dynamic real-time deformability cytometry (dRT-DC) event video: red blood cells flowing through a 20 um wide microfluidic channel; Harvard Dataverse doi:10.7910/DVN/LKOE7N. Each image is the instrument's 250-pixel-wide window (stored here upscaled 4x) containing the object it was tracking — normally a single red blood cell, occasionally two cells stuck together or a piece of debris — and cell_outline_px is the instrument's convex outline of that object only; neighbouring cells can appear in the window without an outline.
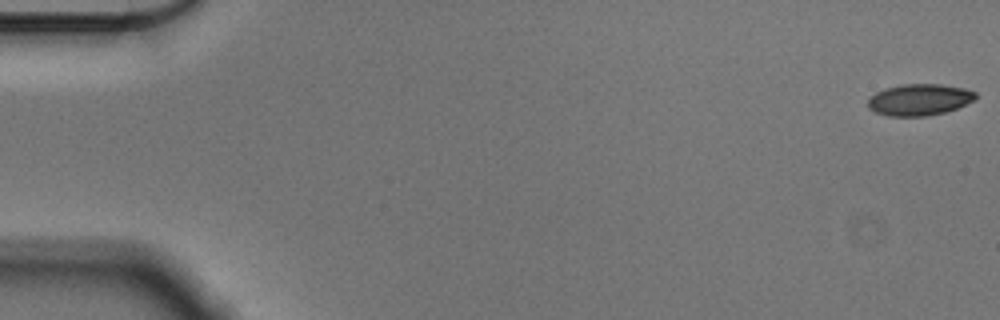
{"species": "Egyptian fruit bat (a non-hibernating species)", "species_latin": "Rousettus aegyptiacus", "temperature_condition": "cold", "stored_images_in_passage": 56, "camera_frame_rate_fps": 3000, "um_per_image_px": 0.085, "animal": {"sex": "male"}, "frame": {"image": 1, "passage_image": 1, "time_ms": 0.0, "image_size_px": [1000, 320], "cell_outline_px": [[976, 100], [956, 108], [944, 112], [928, 116], [888, 116], [876, 112], [868, 108], [868, 100], [876, 92], [884, 88], [900, 84], [940, 84], [964, 88], [976, 92]], "centroid_in_image_um": [78.15, 8.47], "position_along_channel_um": 6.9, "area_um2": 19.83}}
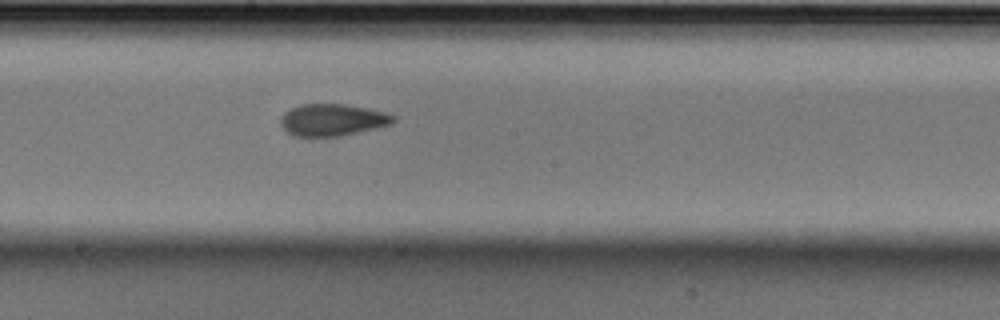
{"frame": {"image": 2, "passage_image": 31, "time_ms": 10.0, "image_size_px": [1000, 320], "cell_outline_px": [[396, 120], [392, 124], [376, 128], [340, 136], [296, 136], [288, 132], [280, 124], [280, 120], [284, 112], [300, 104], [344, 104], [384, 112], [396, 116]], "centroid_in_image_um": [28.26, 10.19], "position_along_channel_um": 219.9, "area_um2": 20.81}}
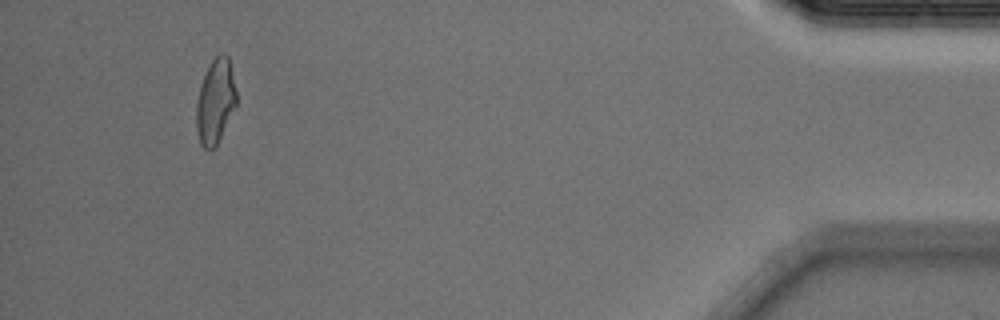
{"frame": {"image": 3, "passage_image": 53, "time_ms": 17.333, "image_size_px": [1000, 320], "cell_outline_px": [[236, 104], [216, 148], [204, 148], [200, 144], [196, 128], [196, 104], [200, 88], [204, 76], [212, 60], [220, 52], [224, 52], [228, 56], [236, 92]], "centroid_in_image_um": [18.3, 8.64], "position_along_channel_um": 416.9, "area_um2": 19.54}, "authors_computed_cell_mechanics": {"area_um2": 20.6635, "velocity_mm_per_s": 3.5873, "shape_relaxation_time_tau1_ms": 8.9993, "shape_relaxation_time_tau2_ms": 2.2798, "deformation_change_tau1": 0.1855, "deformation_change_tau2": 0.0782}}